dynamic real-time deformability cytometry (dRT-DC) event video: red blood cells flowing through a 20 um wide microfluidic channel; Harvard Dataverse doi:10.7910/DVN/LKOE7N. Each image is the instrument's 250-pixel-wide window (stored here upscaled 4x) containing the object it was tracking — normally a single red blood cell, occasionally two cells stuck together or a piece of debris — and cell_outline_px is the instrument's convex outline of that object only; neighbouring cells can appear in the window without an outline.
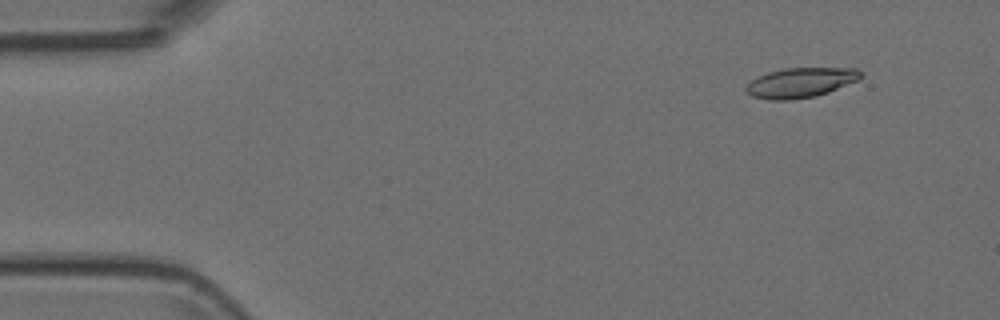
{"species": "Egyptian fruit bat (a non-hibernating species)", "species_latin": "Rousettus aegyptiacus", "temperature_condition": "room temperature", "stored_images_in_passage": 5, "camera_frame_rate_fps": 3000, "um_per_image_px": 0.085, "animal": {"sex": "female"}, "frame": {"image": 1, "passage_image": 2, "time_ms": 0.333, "image_size_px": [1000, 320], "cell_outline_px": [[864, 72], [860, 80], [828, 92], [816, 96], [792, 100], [768, 100], [752, 96], [744, 88], [752, 80], [768, 72], [784, 68], [856, 68]], "centroid_in_image_um": [68.1, 7.02], "position_along_channel_um": 16.9, "area_um2": 20.06}}
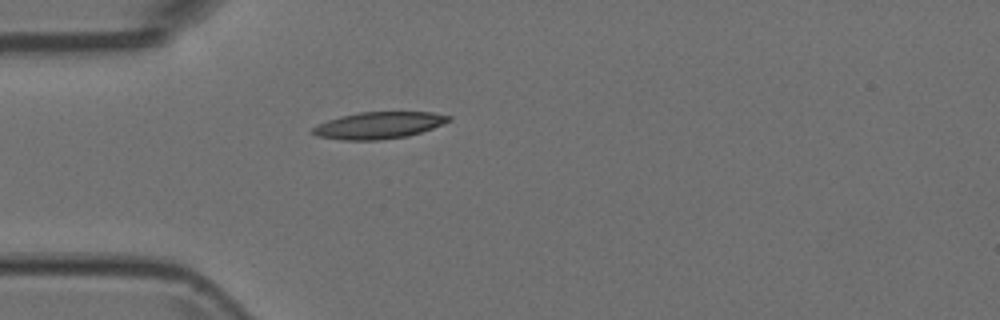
{"frame": {"image": 2, "passage_image": 5, "time_ms": 1.333, "image_size_px": [1000, 320], "cell_outline_px": [[452, 120], [432, 128], [408, 136], [380, 140], [344, 140], [316, 136], [308, 132], [312, 128], [328, 120], [340, 116], [360, 112], [432, 112], [452, 116]], "centroid_in_image_um": [32.18, 10.65], "position_along_channel_um": 52.8, "area_um2": 21.27}}